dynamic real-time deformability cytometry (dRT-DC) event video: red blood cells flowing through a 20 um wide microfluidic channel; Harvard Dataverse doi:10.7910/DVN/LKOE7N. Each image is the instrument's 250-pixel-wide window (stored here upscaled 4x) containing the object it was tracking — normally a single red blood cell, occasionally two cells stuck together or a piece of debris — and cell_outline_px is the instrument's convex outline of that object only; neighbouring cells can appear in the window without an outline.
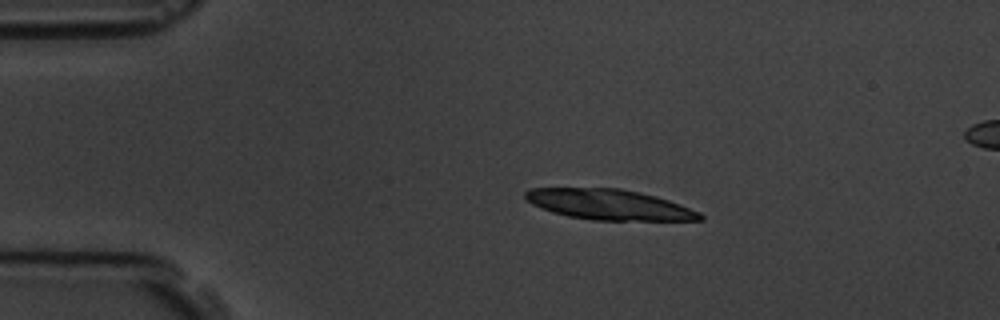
{"species": "common noctule bat (a hibernating species)", "species_latin": "Nyctalus noctula", "temperature_condition": "room temperature", "stored_images_in_passage": 5, "camera_frame_rate_fps": 3000, "um_per_image_px": 0.085, "animal": {"sex": "male", "body_mass_g": 19.5, "forearm_length_mm": 54.6}, "frame": {"image": 1, "passage_image": 3, "time_ms": 2.333, "image_size_px": [1000, 320], "cell_outline_px": [[704, 220], [592, 220], [568, 216], [552, 212], [540, 208], [532, 204], [524, 196], [524, 192], [528, 188], [620, 188], [640, 192], [656, 196], [680, 204], [700, 212], [704, 216]], "centroid_in_image_um": [51.77, 17.38], "position_along_channel_um": 33.2, "area_um2": 30.98}}